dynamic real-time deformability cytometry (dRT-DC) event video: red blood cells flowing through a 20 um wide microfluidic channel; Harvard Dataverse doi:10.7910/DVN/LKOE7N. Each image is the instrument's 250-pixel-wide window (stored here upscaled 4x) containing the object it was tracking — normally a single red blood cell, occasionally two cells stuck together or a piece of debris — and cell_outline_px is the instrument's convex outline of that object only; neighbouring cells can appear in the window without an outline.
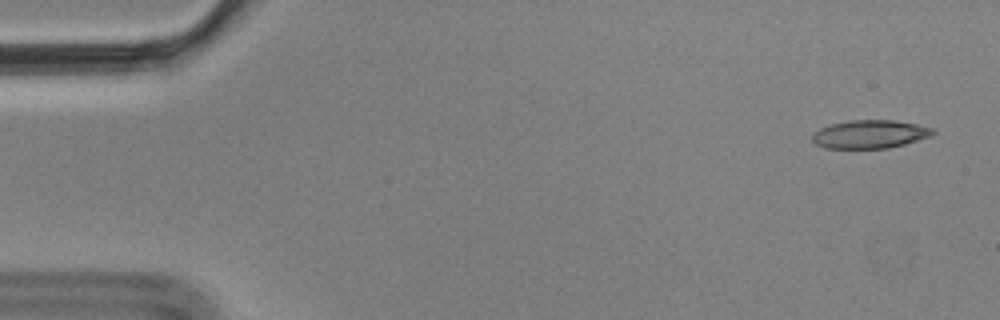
{"species": "Egyptian fruit bat (a non-hibernating species)", "species_latin": "Rousettus aegyptiacus", "temperature_condition": "cold", "stored_images_in_passage": 8, "camera_frame_rate_fps": 3000, "um_per_image_px": 0.085, "animal": {"sex": "male"}, "frame": {"image": 1, "passage_image": 1, "time_ms": 0.0, "image_size_px": [1000, 320], "cell_outline_px": [[936, 132], [928, 136], [904, 144], [888, 148], [824, 148], [816, 144], [812, 140], [812, 136], [820, 128], [832, 124], [852, 120], [896, 120], [916, 124], [932, 128]], "centroid_in_image_um": [73.93, 11.4], "position_along_channel_um": 11.1, "area_um2": 19.59}}
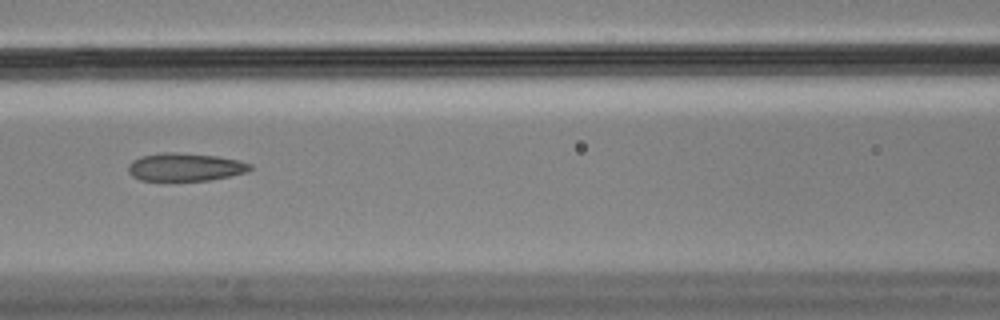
{"frame": {"image": 2, "passage_image": 7, "time_ms": 2.0, "image_size_px": [1000, 320], "cell_outline_px": [[252, 168], [248, 172], [208, 180], [140, 180], [132, 176], [128, 172], [128, 164], [132, 160], [140, 156], [160, 152], [176, 152], [220, 156], [240, 160], [252, 164]], "centroid_in_image_um": [15.74, 14.18], "position_along_channel_um": 150.9, "area_um2": 20.06}}
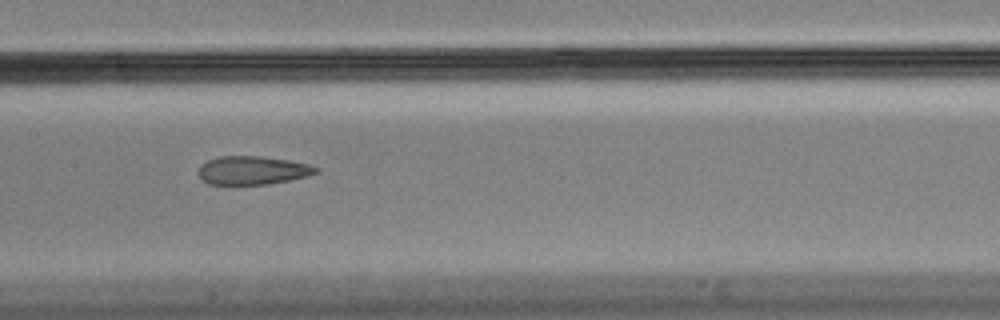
{"frame": {"image": 3, "passage_image": 8, "time_ms": 2.333, "image_size_px": [1000, 320], "cell_outline_px": [[320, 172], [288, 180], [268, 184], [208, 184], [200, 176], [200, 168], [208, 160], [220, 156], [260, 156], [288, 160], [308, 164], [320, 168]], "centroid_in_image_um": [21.51, 14.47], "position_along_channel_um": 185.9, "area_um2": 19.13}}